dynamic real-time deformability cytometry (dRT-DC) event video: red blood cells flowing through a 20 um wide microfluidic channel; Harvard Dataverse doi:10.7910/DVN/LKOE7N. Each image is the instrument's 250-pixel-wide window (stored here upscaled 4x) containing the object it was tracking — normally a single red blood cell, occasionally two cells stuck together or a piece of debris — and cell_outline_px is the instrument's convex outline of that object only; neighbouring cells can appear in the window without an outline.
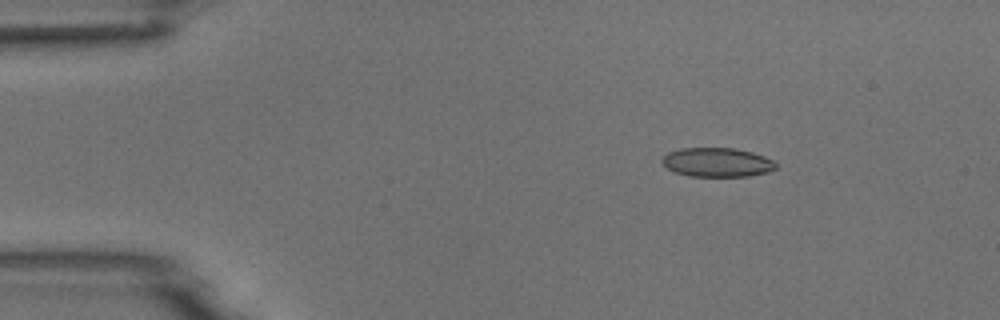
{"species": "common noctule bat (a hibernating species)", "species_latin": "Nyctalus noctula", "temperature_condition": "room temperature", "stored_images_in_passage": 4, "camera_frame_rate_fps": 3000, "um_per_image_px": 0.085, "animal": {"sex": "male", "body_mass_g": 18.8}, "frame": {"image": 1, "passage_image": 2, "time_ms": 2.0, "image_size_px": [1000, 320], "cell_outline_px": [[776, 168], [768, 172], [748, 176], [688, 176], [676, 172], [668, 168], [660, 160], [668, 152], [680, 148], [736, 148], [752, 152], [764, 156], [772, 160], [776, 164]], "centroid_in_image_um": [60.95, 13.79], "position_along_channel_um": 24.0, "area_um2": 19.25}}